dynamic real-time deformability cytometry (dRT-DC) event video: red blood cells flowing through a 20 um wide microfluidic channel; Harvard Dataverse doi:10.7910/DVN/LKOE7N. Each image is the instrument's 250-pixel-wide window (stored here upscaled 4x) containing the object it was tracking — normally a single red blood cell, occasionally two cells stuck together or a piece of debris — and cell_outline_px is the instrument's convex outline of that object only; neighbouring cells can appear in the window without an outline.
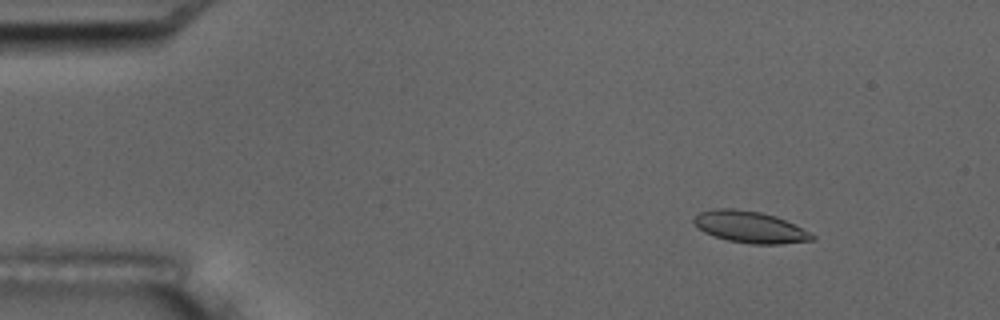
{"species": "common noctule bat (a hibernating species)", "species_latin": "Nyctalus noctula", "temperature_condition": "room temperature", "stored_images_in_passage": 6, "camera_frame_rate_fps": 3000, "um_per_image_px": 0.085, "animal": {"sex": "male", "body_mass_g": 17.5, "forearm_length_mm": 52.3}, "frame": {"image": 1, "passage_image": 3, "time_ms": 2.333, "image_size_px": [1000, 320], "cell_outline_px": [[816, 236], [812, 240], [780, 244], [752, 244], [728, 240], [704, 232], [692, 224], [692, 220], [700, 212], [716, 208], [732, 208], [760, 212], [776, 216]], "centroid_in_image_um": [63.69, 19.29], "position_along_channel_um": 21.3, "area_um2": 21.5}}